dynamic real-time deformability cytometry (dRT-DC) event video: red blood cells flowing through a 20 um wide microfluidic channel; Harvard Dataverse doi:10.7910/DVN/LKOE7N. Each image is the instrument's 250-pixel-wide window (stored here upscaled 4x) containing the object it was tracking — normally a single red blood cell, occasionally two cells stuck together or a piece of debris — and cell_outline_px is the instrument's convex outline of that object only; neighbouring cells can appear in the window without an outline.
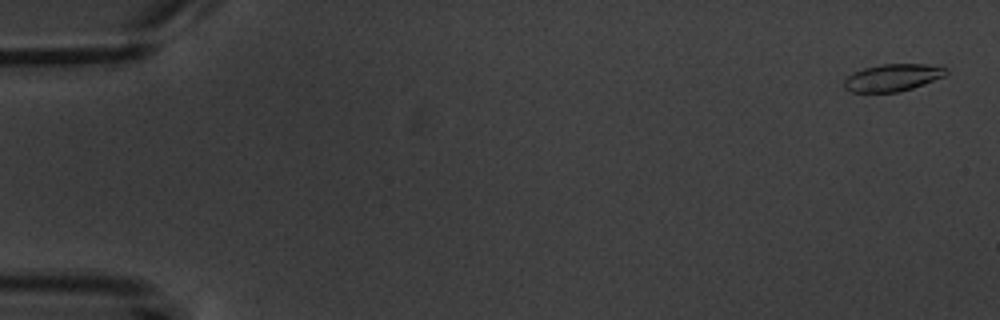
{"species": "common noctule bat (a hibernating species)", "species_latin": "Nyctalus noctula", "temperature_condition": "warm", "stored_images_in_passage": 7, "camera_frame_rate_fps": 3000, "um_per_image_px": 0.085, "animal": {"sex": "male", "body_mass_g": 20.1, "forearm_length_mm": 53.5}, "frame": {"image": 1, "passage_image": 1, "time_ms": 0.0, "image_size_px": [1000, 320], "cell_outline_px": [[948, 72], [944, 76], [912, 88], [896, 92], [852, 92], [844, 88], [844, 80], [852, 72], [864, 68], [880, 64], [924, 64], [948, 68]], "centroid_in_image_um": [75.84, 6.59], "position_along_channel_um": 9.2, "area_um2": 16.07}}
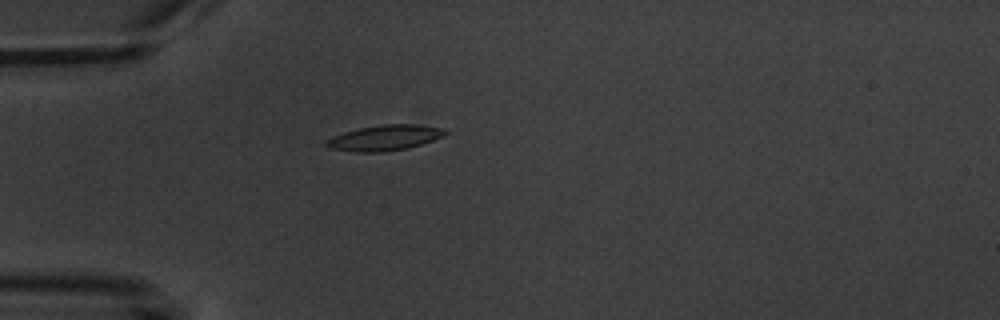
{"frame": {"image": 2, "passage_image": 5, "time_ms": 5.0, "image_size_px": [1000, 320], "cell_outline_px": [[448, 132], [444, 136], [408, 148], [384, 152], [356, 152], [332, 148], [324, 144], [332, 136], [344, 132], [360, 128], [384, 124], [416, 124], [444, 128]], "centroid_in_image_um": [32.73, 11.71], "position_along_channel_um": 52.3, "area_um2": 17.51}}